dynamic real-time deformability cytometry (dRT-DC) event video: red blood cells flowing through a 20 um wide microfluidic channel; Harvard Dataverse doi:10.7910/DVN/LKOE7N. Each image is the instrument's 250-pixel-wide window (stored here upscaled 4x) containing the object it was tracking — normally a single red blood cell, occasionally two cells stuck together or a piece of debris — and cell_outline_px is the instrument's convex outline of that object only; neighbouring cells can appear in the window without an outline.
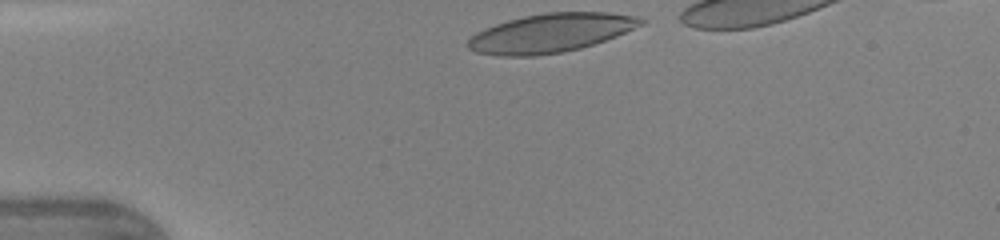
{"species": "human", "species_latin": "Homo sapiens", "temperature_condition": "warm", "stored_images_in_passage": 30, "camera_frame_rate_fps": 3000, "um_per_image_px": 0.085, "donor": {"sex": "female"}, "frame": {"image": 1, "passage_image": 1, "time_ms": 0.0, "image_size_px": [1000, 240], "cell_outline_px": [[648, 20], [644, 24], [616, 36], [580, 48], [560, 52], [536, 56], [500, 56], [476, 52], [468, 48], [468, 40], [476, 32], [484, 28], [508, 20], [524, 16], [544, 12], [608, 12], [636, 16]], "centroid_in_image_um": [46.82, 2.79], "position_along_channel_um": 38.2, "area_um2": 39.02}}
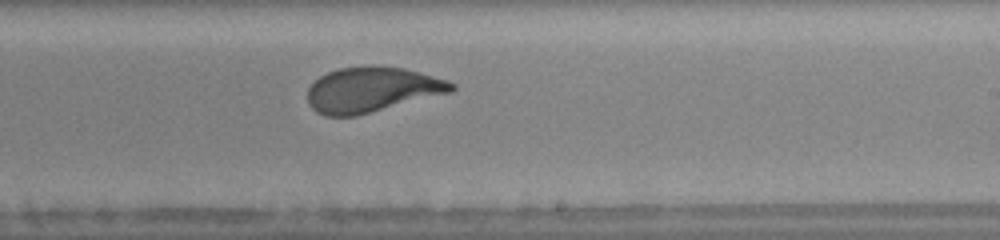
{"frame": {"image": 2, "passage_image": 19, "time_ms": 6.0, "image_size_px": [1000, 240], "cell_outline_px": [[456, 88], [452, 92], [356, 116], [324, 116], [316, 112], [308, 104], [308, 88], [320, 76], [328, 72], [340, 68], [372, 64], [404, 68], [448, 80], [456, 84]], "centroid_in_image_um": [31.62, 7.61], "position_along_channel_um": 257.4, "area_um2": 38.15}}
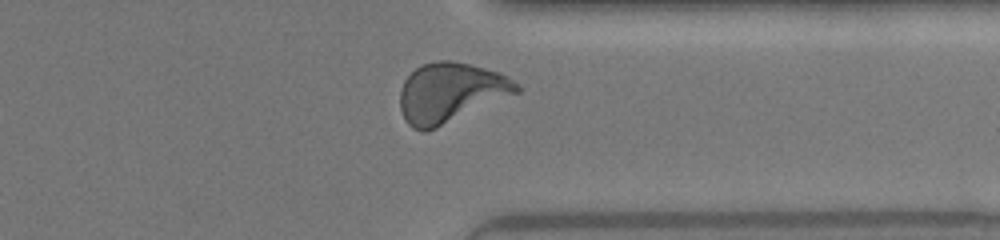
{"frame": {"image": 3, "passage_image": 27, "time_ms": 8.667, "image_size_px": [1000, 240], "cell_outline_px": [[520, 92], [436, 128], [424, 132], [420, 132], [412, 128], [404, 120], [400, 108], [400, 88], [404, 80], [420, 64], [436, 60], [452, 60], [500, 72], [508, 76], [520, 84]], "centroid_in_image_um": [38.29, 7.87], "position_along_channel_um": 373.1, "area_um2": 40.86}, "authors_computed_cell_mechanics": {"area_um2": 38.2636, "velocity_mm_per_s": 4.35, "shape_relaxation_time_tau1_ms": 3.8592, "shape_relaxation_time_tau2_ms": null, "deformation_change_tau1": 0.1941, "deformation_change_tau2": null}}